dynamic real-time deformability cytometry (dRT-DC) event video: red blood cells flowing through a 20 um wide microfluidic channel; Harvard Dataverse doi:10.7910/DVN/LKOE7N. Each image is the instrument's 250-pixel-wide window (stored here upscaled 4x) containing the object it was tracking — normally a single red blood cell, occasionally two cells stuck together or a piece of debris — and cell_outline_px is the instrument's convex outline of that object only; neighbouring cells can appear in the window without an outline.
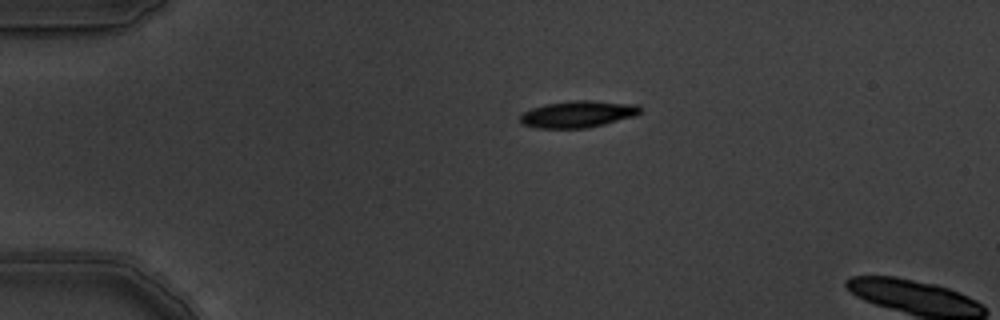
{"species": "common noctule bat (a hibernating species)", "species_latin": "Nyctalus noctula", "temperature_condition": "warm", "stored_images_in_passage": 2, "camera_frame_rate_fps": 3000, "um_per_image_px": 0.085, "animal": {"sex": "male", "body_mass_g": 19.5, "forearm_length_mm": 54.6}, "frame": {"image": 1, "passage_image": 1, "time_ms": 0.0, "image_size_px": [1000, 320], "cell_outline_px": [[640, 112], [636, 116], [588, 128], [536, 128], [520, 124], [520, 116], [524, 112], [532, 108], [544, 104], [572, 100], [592, 100], [636, 104], [640, 108]], "centroid_in_image_um": [49.1, 9.7], "position_along_channel_um": 35.9, "area_um2": 18.84}}